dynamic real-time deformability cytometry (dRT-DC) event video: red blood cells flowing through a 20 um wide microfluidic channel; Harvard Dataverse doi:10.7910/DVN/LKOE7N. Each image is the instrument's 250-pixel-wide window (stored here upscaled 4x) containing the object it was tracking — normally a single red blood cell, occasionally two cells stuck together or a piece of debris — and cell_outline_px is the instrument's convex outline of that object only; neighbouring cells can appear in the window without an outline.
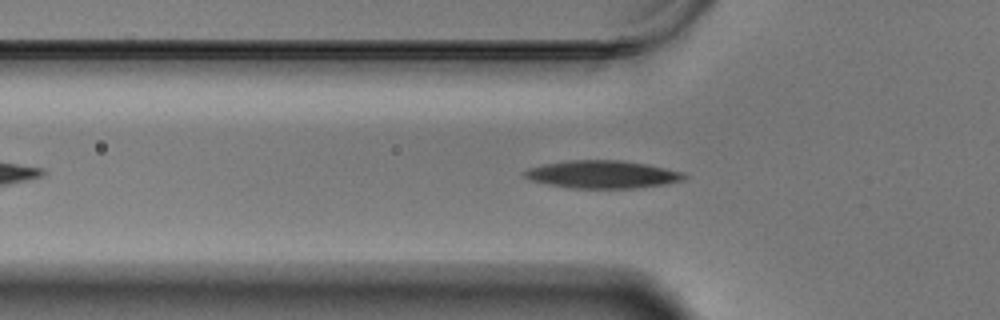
{"species": "Egyptian fruit bat (a non-hibernating species)", "species_latin": "Rousettus aegyptiacus", "temperature_condition": "warm", "stored_images_in_passage": 45, "camera_frame_rate_fps": 3000, "um_per_image_px": 0.085, "animal": {"sex": "male"}, "frame": {"image": 1, "passage_image": 9, "time_ms": 2.667, "image_size_px": [1000, 320], "cell_outline_px": [[688, 176], [684, 180], [664, 184], [636, 188], [572, 188], [548, 184], [532, 180], [524, 176], [520, 172], [528, 168], [544, 164], [568, 160], [624, 160], [648, 164], [684, 172]], "centroid_in_image_um": [51.22, 14.81], "position_along_channel_um": 74.6, "area_um2": 25.95}}
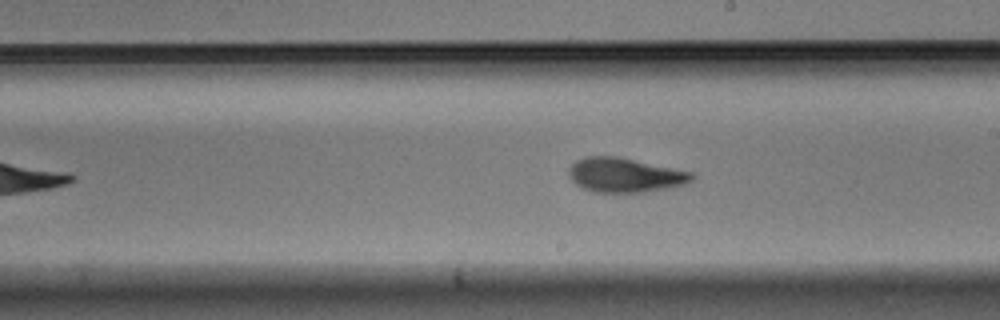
{"frame": {"image": 2, "passage_image": 23, "time_ms": 7.333, "image_size_px": [1000, 320], "cell_outline_px": [[696, 176], [692, 180], [684, 184], [668, 188], [644, 192], [596, 192], [584, 188], [576, 184], [572, 180], [568, 172], [568, 168], [576, 160], [588, 156], [616, 156], [692, 172]], "centroid_in_image_um": [53.11, 14.88], "position_along_channel_um": 235.9, "area_um2": 24.45}}
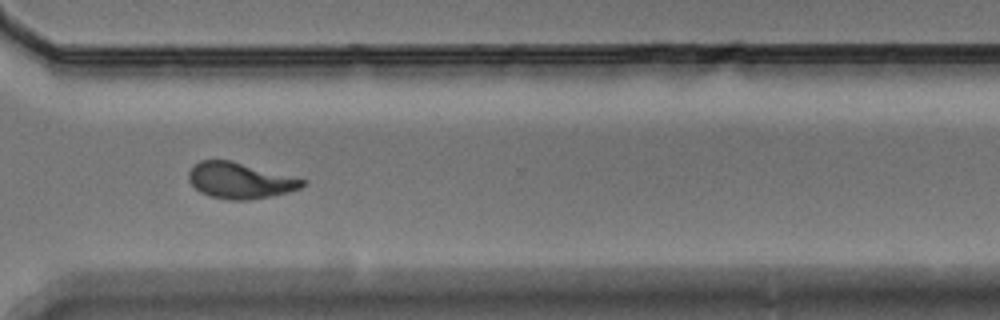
{"frame": {"image": 3, "passage_image": 33, "time_ms": 10.667, "image_size_px": [1000, 320], "cell_outline_px": [[308, 184], [300, 188], [288, 192], [272, 196], [248, 200], [228, 200], [212, 196], [200, 192], [188, 180], [188, 172], [200, 160], [228, 160], [308, 180]], "centroid_in_image_um": [20.43, 15.36], "position_along_channel_um": 350.2, "area_um2": 23.7}, "authors_computed_cell_mechanics": {"area_um2": 24.2182, "velocity_mm_per_s": 3.4346, "shape_relaxation_time_tau1_ms": 4.3962, "shape_relaxation_time_tau2_ms": 2.5134, "deformation_change_tau1": 0.1785, "deformation_change_tau2": 0.0968}}